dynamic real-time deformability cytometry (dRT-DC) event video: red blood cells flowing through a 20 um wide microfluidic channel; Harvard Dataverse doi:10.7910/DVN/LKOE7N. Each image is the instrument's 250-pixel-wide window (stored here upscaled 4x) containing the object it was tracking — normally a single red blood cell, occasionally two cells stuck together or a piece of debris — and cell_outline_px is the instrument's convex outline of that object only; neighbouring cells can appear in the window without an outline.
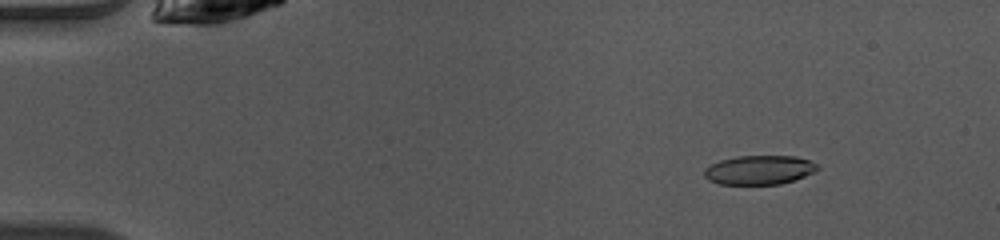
{"species": "common noctule bat (a hibernating species)", "species_latin": "Nyctalus noctula", "temperature_condition": "warm", "stored_images_in_passage": 50, "camera_frame_rate_fps": 3000, "um_per_image_px": 0.085, "animal": {"sex": "female", "body_mass_g": 10.0, "forearm_length_mm": 53.1}, "frame": {"image": 1, "passage_image": 7, "time_ms": 2.0, "image_size_px": [1000, 240], "cell_outline_px": [[820, 168], [804, 176], [780, 184], [720, 184], [708, 180], [704, 176], [704, 168], [720, 160], [736, 156], [796, 156], [808, 160], [816, 164]], "centroid_in_image_um": [64.5, 14.44], "position_along_channel_um": 20.5, "area_um2": 19.07}}
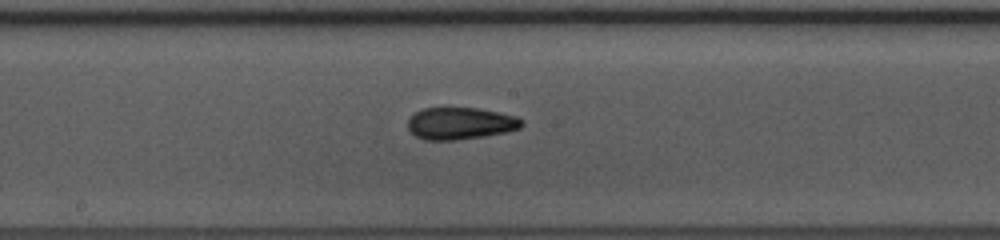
{"frame": {"image": 2, "passage_image": 27, "time_ms": 8.667, "image_size_px": [1000, 240], "cell_outline_px": [[524, 124], [520, 128], [504, 132], [484, 136], [456, 140], [424, 140], [416, 136], [408, 128], [408, 120], [416, 112], [424, 108], [476, 108], [516, 116], [524, 120]], "centroid_in_image_um": [39.14, 10.49], "position_along_channel_um": 209.1, "area_um2": 21.1}}
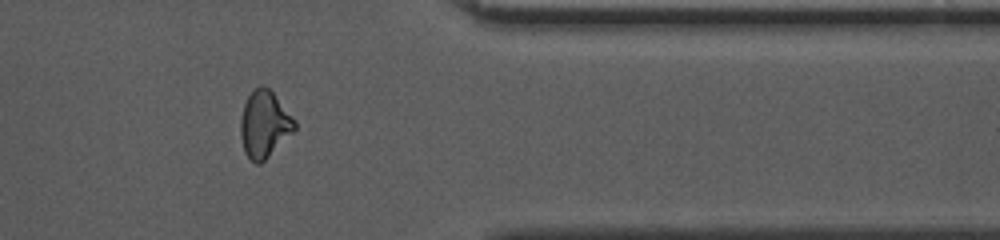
{"frame": {"image": 3, "passage_image": 41, "time_ms": 13.333, "image_size_px": [1000, 240], "cell_outline_px": [[296, 128], [260, 164], [256, 164], [244, 152], [240, 136], [240, 120], [244, 104], [248, 96], [260, 84], [264, 84], [272, 92], [296, 120]], "centroid_in_image_um": [22.45, 10.54], "position_along_channel_um": 389.0, "area_um2": 20.75}, "authors_computed_cell_mechanics": {"area_um2": 20.4612, "velocity_mm_per_s": 4.1044, "shape_relaxation_time_tau1_ms": null, "shape_relaxation_time_tau2_ms": 2.8759, "deformation_change_tau1": null, "deformation_change_tau2": 0.1047}}